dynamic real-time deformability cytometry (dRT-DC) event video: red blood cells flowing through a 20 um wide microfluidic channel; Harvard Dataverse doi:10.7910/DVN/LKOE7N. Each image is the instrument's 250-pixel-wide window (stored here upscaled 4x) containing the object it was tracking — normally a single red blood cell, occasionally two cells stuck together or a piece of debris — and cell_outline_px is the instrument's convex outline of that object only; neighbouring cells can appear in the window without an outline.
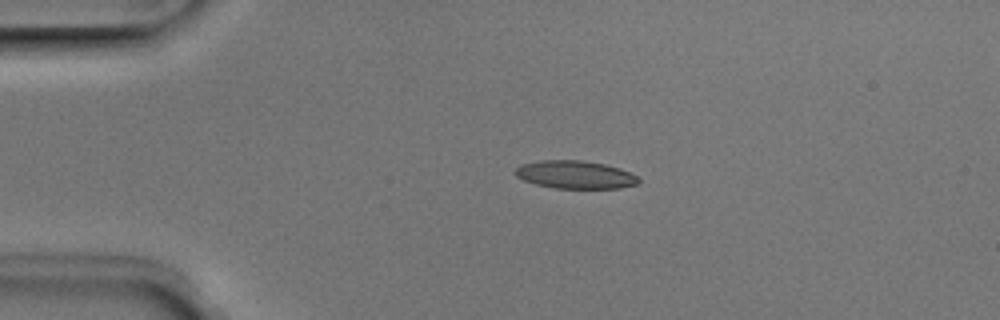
{"species": "Egyptian fruit bat (a non-hibernating species)", "species_latin": "Rousettus aegyptiacus", "temperature_condition": "room temperature", "stored_images_in_passage": 4, "camera_frame_rate_fps": 3000, "um_per_image_px": 0.085, "animal": {"sex": "male"}, "frame": {"image": 1, "passage_image": 3, "time_ms": 0.667, "image_size_px": [1000, 320], "cell_outline_px": [[640, 184], [620, 188], [556, 188], [536, 184], [524, 180], [516, 176], [512, 172], [520, 164], [540, 160], [580, 160], [604, 164], [620, 168], [636, 176], [640, 180]], "centroid_in_image_um": [48.87, 14.84], "position_along_channel_um": 36.1, "area_um2": 20.11}}